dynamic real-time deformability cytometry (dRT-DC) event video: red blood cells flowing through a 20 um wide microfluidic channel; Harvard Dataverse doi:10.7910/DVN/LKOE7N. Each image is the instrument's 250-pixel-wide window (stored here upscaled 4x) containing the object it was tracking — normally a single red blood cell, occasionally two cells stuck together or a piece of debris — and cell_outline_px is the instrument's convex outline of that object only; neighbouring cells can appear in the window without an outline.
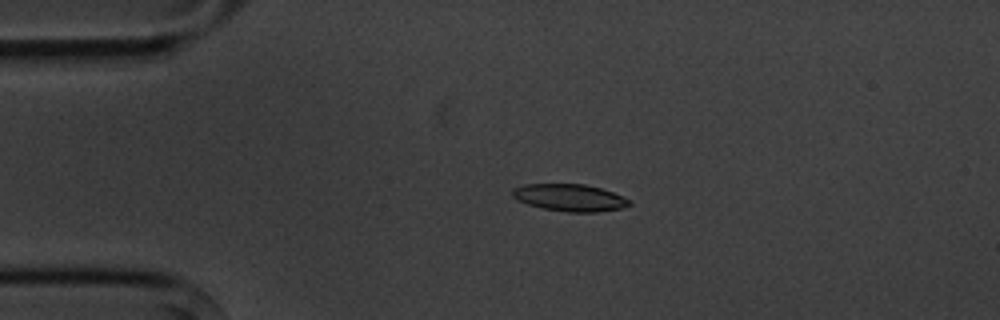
{"species": "common noctule bat (a hibernating species)", "species_latin": "Nyctalus noctula", "temperature_condition": "cold", "stored_images_in_passage": 4, "camera_frame_rate_fps": 3000, "um_per_image_px": 0.085, "animal": {"sex": "male", "body_mass_g": 20.1, "forearm_length_mm": 53.5}, "frame": {"image": 1, "passage_image": 3, "time_ms": 2.333, "image_size_px": [1000, 320], "cell_outline_px": [[632, 204], [624, 208], [596, 212], [568, 212], [544, 208], [528, 204], [516, 200], [512, 196], [512, 188], [524, 184], [584, 184], [600, 188], [624, 196], [632, 200]], "centroid_in_image_um": [48.45, 16.8], "position_along_channel_um": 36.5, "area_um2": 18.61}}